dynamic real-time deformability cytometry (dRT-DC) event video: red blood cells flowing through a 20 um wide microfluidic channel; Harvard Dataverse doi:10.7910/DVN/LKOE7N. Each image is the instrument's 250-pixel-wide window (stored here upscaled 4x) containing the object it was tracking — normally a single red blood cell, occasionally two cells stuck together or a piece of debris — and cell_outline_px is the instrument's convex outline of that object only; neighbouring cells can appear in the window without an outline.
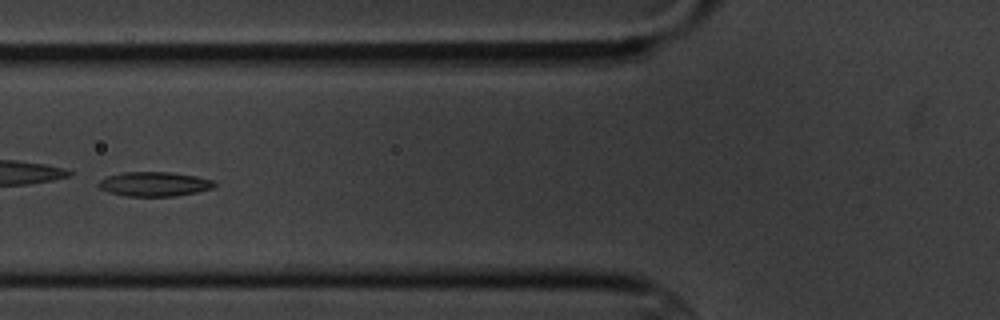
{"species": "common noctule bat (a hibernating species)", "species_latin": "Nyctalus noctula", "temperature_condition": "cold", "stored_images_in_passage": 10, "camera_frame_rate_fps": 3000, "um_per_image_px": 0.085, "animal": {"sex": "male", "body_mass_g": 20.1, "forearm_length_mm": 53.5}, "frame": {"image": 1, "passage_image": 7, "time_ms": 7.333, "image_size_px": [1000, 320], "cell_outline_px": [[216, 184], [212, 188], [196, 192], [176, 196], [128, 196], [108, 192], [100, 188], [96, 184], [100, 180], [108, 176], [124, 172], [172, 172], [196, 176], [212, 180]], "centroid_in_image_um": [13.1, 15.64], "position_along_channel_um": 112.7, "area_um2": 16.42}}
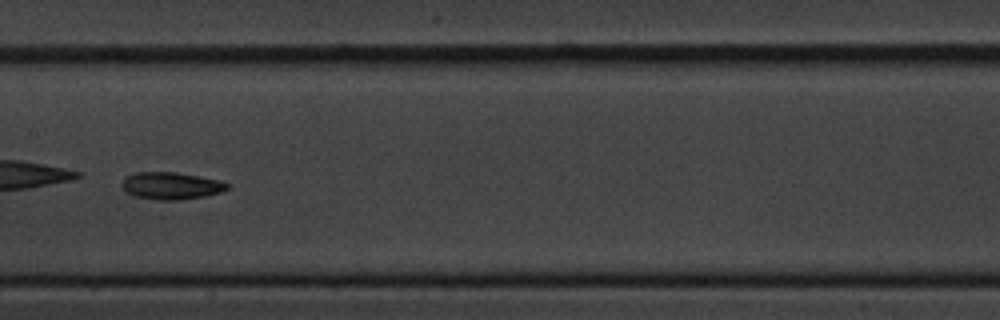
{"frame": {"image": 2, "passage_image": 9, "time_ms": 9.667, "image_size_px": [1000, 320], "cell_outline_px": [[228, 188], [220, 192], [204, 196], [180, 200], [160, 200], [136, 196], [128, 192], [124, 188], [124, 176], [136, 172], [176, 172], [220, 180], [228, 184]], "centroid_in_image_um": [14.56, 15.78], "position_along_channel_um": 192.8, "area_um2": 16.42}}
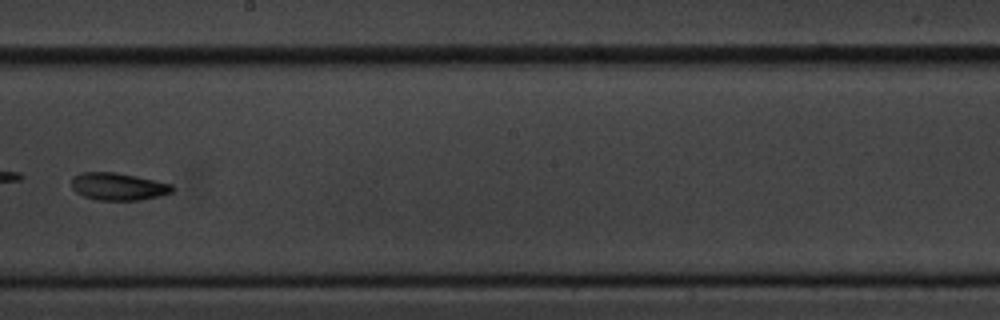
{"frame": {"image": 3, "passage_image": 10, "time_ms": 11.0, "image_size_px": [1000, 320], "cell_outline_px": [[172, 192], [160, 196], [140, 200], [96, 200], [84, 196], [76, 192], [72, 188], [72, 176], [80, 172], [116, 172], [156, 180], [172, 184]], "centroid_in_image_um": [10.03, 15.85], "position_along_channel_um": 238.2, "area_um2": 16.18}}